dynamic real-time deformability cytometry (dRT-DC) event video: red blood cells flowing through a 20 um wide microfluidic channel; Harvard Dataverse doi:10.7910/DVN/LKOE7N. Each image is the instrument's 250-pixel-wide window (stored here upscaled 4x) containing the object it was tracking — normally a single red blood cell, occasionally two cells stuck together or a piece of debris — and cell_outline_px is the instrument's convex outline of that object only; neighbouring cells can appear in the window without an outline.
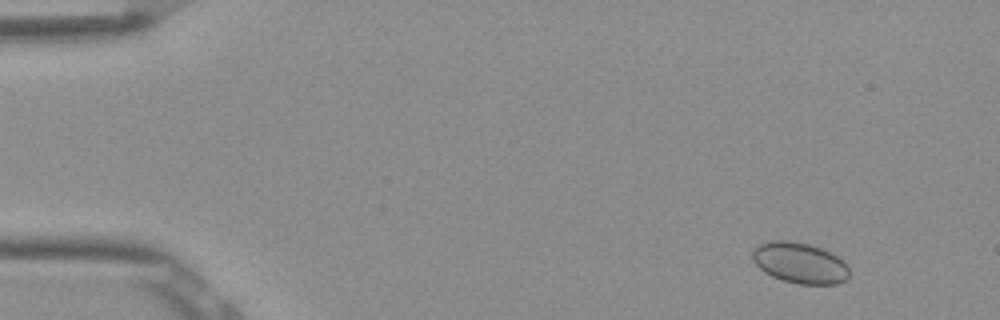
{"species": "Egyptian fruit bat (a non-hibernating species)", "species_latin": "Rousettus aegyptiacus", "temperature_condition": "room temperature", "stored_images_in_passage": 4, "camera_frame_rate_fps": 3000, "um_per_image_px": 0.085, "frame": {"image": 1, "passage_image": 1, "time_ms": 0.0, "image_size_px": [1000, 320], "cell_outline_px": [[848, 276], [844, 280], [836, 284], [800, 284], [784, 280], [772, 276], [764, 272], [752, 260], [752, 248], [760, 244], [772, 240], [788, 240], [808, 244], [820, 248], [844, 260], [848, 264]], "centroid_in_image_um": [67.96, 22.34], "position_along_channel_um": 17.0, "area_um2": 22.95}}
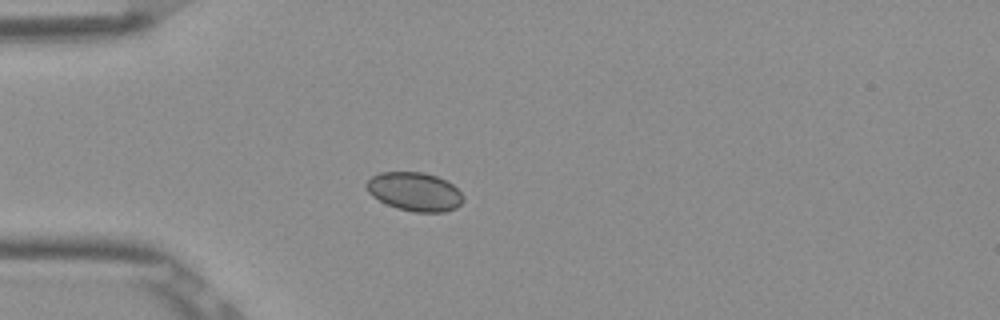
{"frame": {"image": 2, "passage_image": 4, "time_ms": 1.0, "image_size_px": [1000, 320], "cell_outline_px": [[464, 200], [456, 208], [444, 212], [416, 212], [396, 208], [372, 196], [368, 192], [364, 184], [372, 176], [380, 172], [424, 172], [436, 176], [452, 184], [464, 196]], "centroid_in_image_um": [35.24, 16.29], "position_along_channel_um": 49.8, "area_um2": 21.79}}